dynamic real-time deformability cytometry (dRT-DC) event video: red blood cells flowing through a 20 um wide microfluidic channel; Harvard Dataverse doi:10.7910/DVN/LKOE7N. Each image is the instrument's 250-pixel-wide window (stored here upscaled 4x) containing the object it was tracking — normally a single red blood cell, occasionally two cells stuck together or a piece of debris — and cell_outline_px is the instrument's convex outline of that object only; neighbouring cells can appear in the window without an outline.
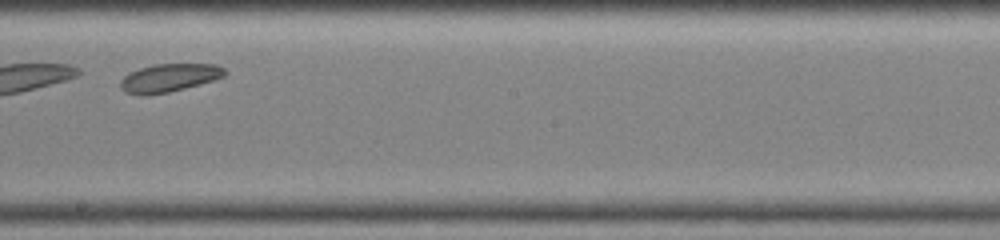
{"species": "common noctule bat (a hibernating species)", "species_latin": "Nyctalus noctula", "temperature_condition": "warm", "stored_images_in_passage": 22, "camera_frame_rate_fps": 3000, "um_per_image_px": 0.085, "animal": {"sex": "female", "body_mass_g": 19.0, "forearm_length_mm": 51.5}, "frame": {"image": 1, "passage_image": 13, "time_ms": 4.0, "image_size_px": [1000, 240], "cell_outline_px": [[228, 72], [224, 76], [200, 84], [168, 92], [148, 96], [140, 96], [124, 92], [120, 88], [120, 80], [128, 72], [140, 68], [156, 64], [216, 64], [224, 68]], "centroid_in_image_um": [14.33, 6.63], "position_along_channel_um": 233.9, "area_um2": 17.28}}